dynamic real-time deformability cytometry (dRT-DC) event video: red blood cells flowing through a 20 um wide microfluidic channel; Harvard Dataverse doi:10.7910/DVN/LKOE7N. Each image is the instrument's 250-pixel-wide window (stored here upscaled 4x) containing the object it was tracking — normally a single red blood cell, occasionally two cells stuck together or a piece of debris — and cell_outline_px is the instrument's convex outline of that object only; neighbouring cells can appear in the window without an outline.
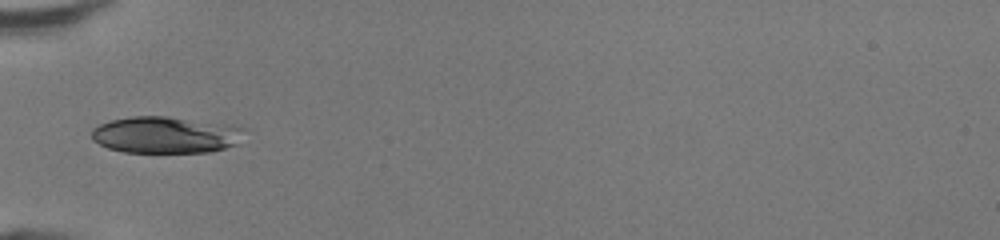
{"species": "human", "species_latin": "Homo sapiens", "temperature_condition": "room temperature", "stored_images_in_passage": 31, "camera_frame_rate_fps": 3000, "um_per_image_px": 0.085, "donor": {"sex": "female"}, "frame": {"image": 1, "passage_image": 1, "time_ms": 0.0, "image_size_px": [1000, 240], "cell_outline_px": [[248, 128], [236, 144], [224, 148], [208, 152], [124, 152], [108, 148], [92, 140], [92, 128], [100, 124], [112, 120], [132, 116], [168, 116], [232, 124]], "centroid_in_image_um": [14.11, 11.45], "position_along_channel_um": 70.9, "area_um2": 32.89}}
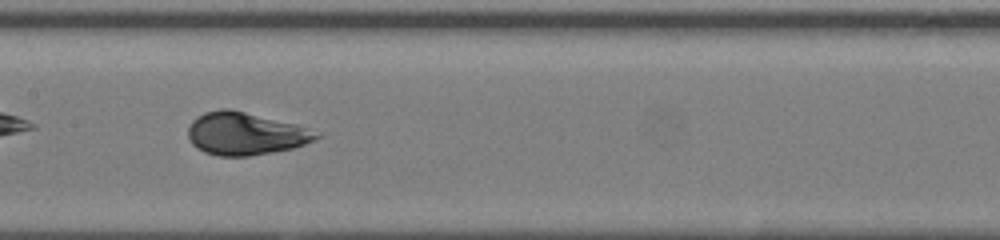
{"frame": {"image": 2, "passage_image": 9, "time_ms": 2.667, "image_size_px": [1000, 240], "cell_outline_px": [[324, 136], [316, 140], [292, 148], [272, 152], [248, 156], [220, 156], [204, 152], [196, 148], [192, 144], [188, 136], [188, 128], [192, 120], [196, 116], [204, 112], [220, 108], [228, 108], [296, 124], [324, 132]], "centroid_in_image_um": [20.89, 11.35], "position_along_channel_um": 186.5, "area_um2": 32.19}}
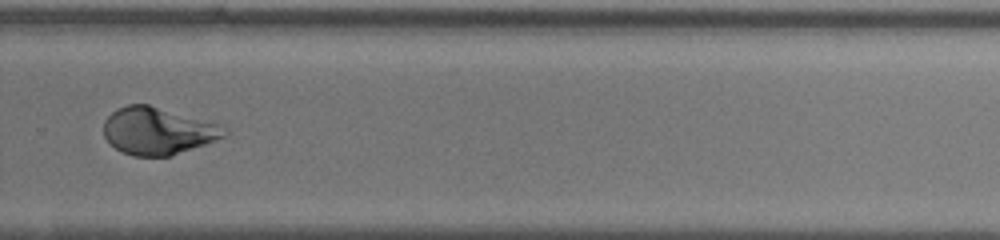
{"frame": {"image": 3, "passage_image": 18, "time_ms": 5.667, "image_size_px": [1000, 240], "cell_outline_px": [[228, 136], [168, 156], [132, 156], [120, 152], [104, 136], [104, 120], [116, 108], [128, 104], [148, 104], [220, 124], [228, 128]], "centroid_in_image_um": [13.42, 11.12], "position_along_channel_um": 316.4, "area_um2": 33.18}, "authors_computed_cell_mechanics": {"area_um2": 32.5992, "velocity_mm_per_s": 4.3411, "shape_relaxation_time_tau1_ms": 2.557, "shape_relaxation_time_tau2_ms": null, "deformation_change_tau1": 0.1504, "deformation_change_tau2": null}}